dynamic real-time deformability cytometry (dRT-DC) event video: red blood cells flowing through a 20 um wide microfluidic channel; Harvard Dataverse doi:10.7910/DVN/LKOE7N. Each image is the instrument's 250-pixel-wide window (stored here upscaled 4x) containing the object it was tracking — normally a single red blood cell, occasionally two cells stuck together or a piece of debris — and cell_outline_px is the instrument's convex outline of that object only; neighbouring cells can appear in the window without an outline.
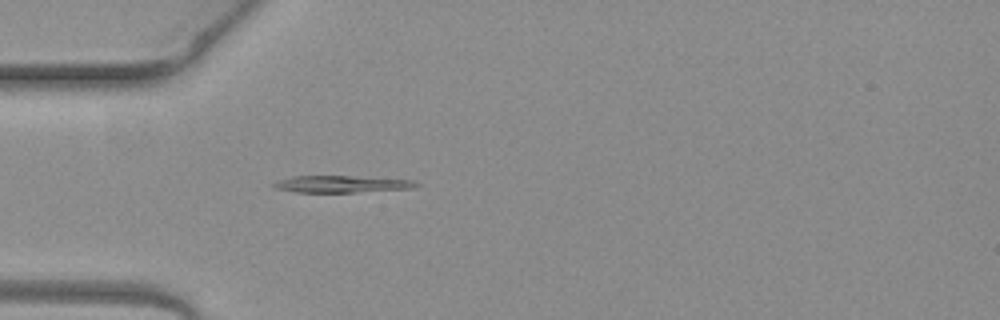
{"species": "common noctule bat (a hibernating species)", "species_latin": "Nyctalus noctula", "temperature_condition": "warm", "stored_images_in_passage": 3, "camera_frame_rate_fps": 3000, "um_per_image_px": 0.085, "animal": {"sex": "female", "body_mass_g": 19.3, "forearm_length_mm": 54.1}, "frame": {"image": 1, "passage_image": 3, "time_ms": 0.667, "image_size_px": [1000, 320], "cell_outline_px": [[420, 184], [416, 188], [356, 192], [296, 192], [276, 188], [272, 184], [276, 180], [292, 176], [348, 176], [416, 180]], "centroid_in_image_um": [29.07, 15.64], "position_along_channel_um": 55.9, "area_um2": 14.05}}